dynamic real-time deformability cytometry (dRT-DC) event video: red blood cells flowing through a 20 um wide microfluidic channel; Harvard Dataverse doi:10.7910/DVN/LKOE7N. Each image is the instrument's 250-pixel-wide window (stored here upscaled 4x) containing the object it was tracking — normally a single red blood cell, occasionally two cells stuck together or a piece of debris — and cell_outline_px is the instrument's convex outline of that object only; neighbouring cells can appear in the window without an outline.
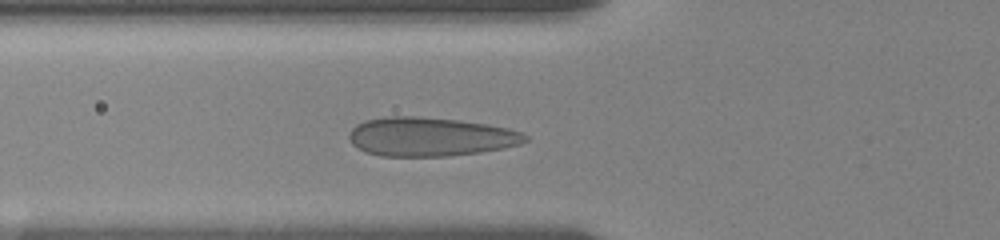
{"species": "human", "species_latin": "Homo sapiens", "temperature_condition": "room temperature", "stored_images_in_passage": 9, "camera_frame_rate_fps": 3000, "um_per_image_px": 0.085, "donor": {"sex": "female"}, "frame": {"image": 1, "passage_image": 7, "time_ms": 4.333, "image_size_px": [1000, 240], "cell_outline_px": [[528, 140], [520, 144], [504, 148], [480, 152], [448, 156], [380, 156], [364, 152], [352, 144], [348, 140], [348, 132], [356, 124], [364, 120], [388, 116], [420, 116], [460, 120], [488, 124], [508, 128], [520, 132], [528, 136]], "centroid_in_image_um": [36.53, 11.62], "position_along_channel_um": 89.3, "area_um2": 40.34}}
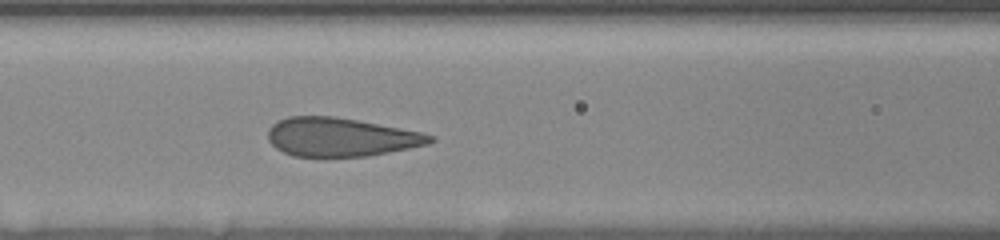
{"frame": {"image": 2, "passage_image": 9, "time_ms": 5.667, "image_size_px": [1000, 240], "cell_outline_px": [[436, 140], [428, 144], [388, 152], [364, 156], [292, 156], [276, 148], [268, 140], [268, 128], [272, 124], [288, 116], [336, 116], [400, 128], [420, 132], [436, 136]], "centroid_in_image_um": [28.95, 11.64], "position_along_channel_um": 137.7, "area_um2": 36.3}}